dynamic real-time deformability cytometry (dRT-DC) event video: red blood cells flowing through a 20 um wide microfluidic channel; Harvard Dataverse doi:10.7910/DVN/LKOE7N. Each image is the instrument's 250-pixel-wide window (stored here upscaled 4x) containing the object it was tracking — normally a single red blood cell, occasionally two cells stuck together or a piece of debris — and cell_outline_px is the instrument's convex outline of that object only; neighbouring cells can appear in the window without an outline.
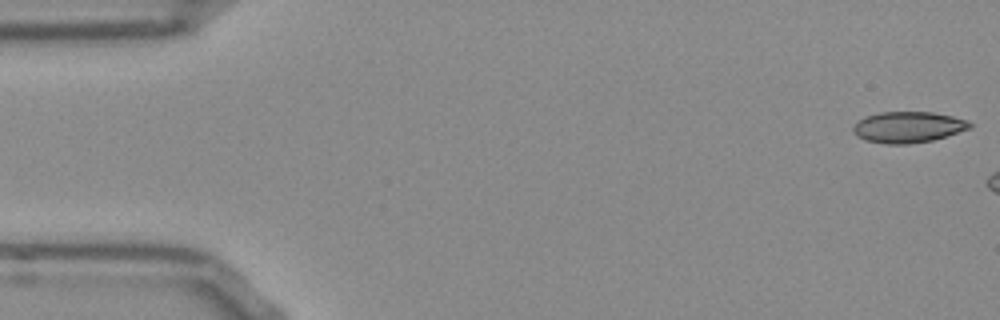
{"species": "Egyptian fruit bat (a non-hibernating species)", "species_latin": "Rousettus aegyptiacus", "temperature_condition": "room temperature", "stored_images_in_passage": 6, "camera_frame_rate_fps": 3000, "um_per_image_px": 0.085, "frame": {"image": 1, "passage_image": 1, "time_ms": 0.0, "image_size_px": [1000, 320], "cell_outline_px": [[972, 128], [932, 140], [908, 144], [888, 144], [868, 140], [856, 136], [852, 132], [852, 128], [864, 116], [880, 112], [932, 112], [952, 116], [968, 120], [972, 124]], "centroid_in_image_um": [77.2, 10.8], "position_along_channel_um": 7.8, "area_um2": 21.04}}